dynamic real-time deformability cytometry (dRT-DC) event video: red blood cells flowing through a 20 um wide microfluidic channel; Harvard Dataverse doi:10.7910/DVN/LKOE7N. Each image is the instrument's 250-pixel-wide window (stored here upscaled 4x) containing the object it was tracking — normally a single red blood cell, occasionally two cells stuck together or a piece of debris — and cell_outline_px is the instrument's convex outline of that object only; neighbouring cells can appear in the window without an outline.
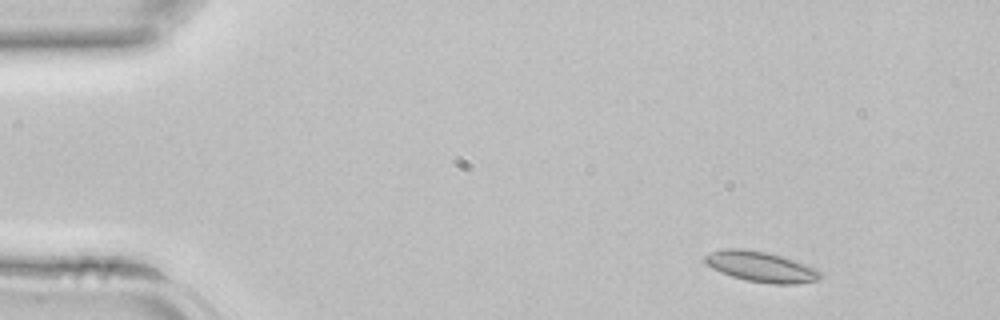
{"species": "common noctule bat (a hibernating species)", "species_latin": "Nyctalus noctula", "temperature_condition": "room temperature", "stored_images_in_passage": 40, "camera_frame_rate_fps": 3000, "um_per_image_px": 0.085, "animal": {"sex": "female", "body_mass_g": 22.7, "forearm_length_mm": 54.2}, "frame": {"image": 1, "passage_image": 3, "time_ms": 0.667, "image_size_px": [1000, 320], "cell_outline_px": [[820, 276], [816, 280], [796, 284], [772, 284], [748, 280], [732, 276], [720, 272], [712, 268], [704, 260], [704, 256], [712, 252], [724, 248], [740, 248], [768, 252], [816, 268], [820, 272]], "centroid_in_image_um": [64.65, 22.66], "position_along_channel_um": 20.3, "area_um2": 20.11}}
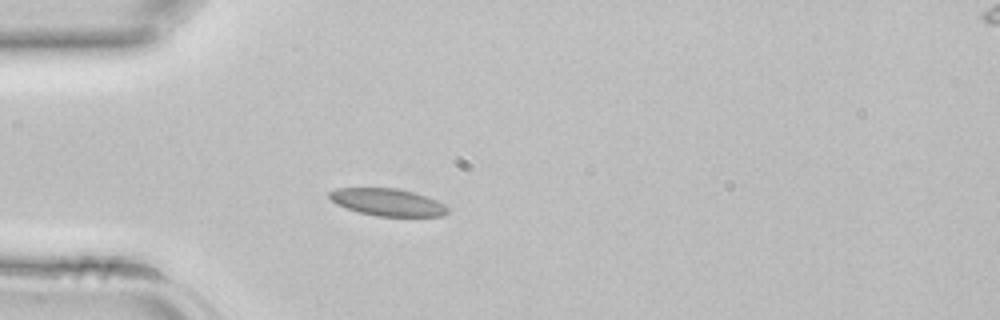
{"frame": {"image": 2, "passage_image": 10, "time_ms": 3.0, "image_size_px": [1000, 320], "cell_outline_px": [[448, 212], [444, 216], [376, 216], [360, 212], [336, 204], [328, 196], [328, 192], [336, 188], [396, 188], [412, 192], [436, 200], [444, 204], [448, 208]], "centroid_in_image_um": [32.93, 17.19], "position_along_channel_um": 52.1, "area_um2": 18.61}}